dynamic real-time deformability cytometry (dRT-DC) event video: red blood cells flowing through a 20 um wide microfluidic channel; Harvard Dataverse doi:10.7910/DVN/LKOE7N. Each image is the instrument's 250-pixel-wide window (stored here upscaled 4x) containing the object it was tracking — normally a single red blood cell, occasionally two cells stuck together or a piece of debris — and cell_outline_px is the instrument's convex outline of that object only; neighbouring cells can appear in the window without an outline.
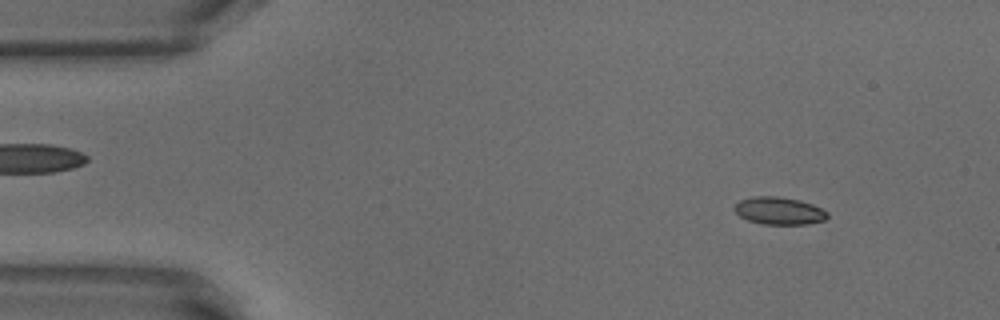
{"species": "common noctule bat (a hibernating species)", "species_latin": "Nyctalus noctula", "temperature_condition": "warm", "stored_images_in_passage": 49, "camera_frame_rate_fps": 3000, "um_per_image_px": 0.085, "animal": {"sex": "male", "body_mass_g": 18.8}, "frame": {"image": 1, "passage_image": 3, "time_ms": 0.667, "image_size_px": [1000, 320], "cell_outline_px": [[828, 216], [824, 220], [808, 224], [764, 224], [748, 220], [740, 216], [736, 212], [736, 204], [740, 200], [752, 196], [776, 196], [800, 200], [812, 204], [828, 212]], "centroid_in_image_um": [66.24, 17.91], "position_along_channel_um": 18.8, "area_um2": 14.74}}
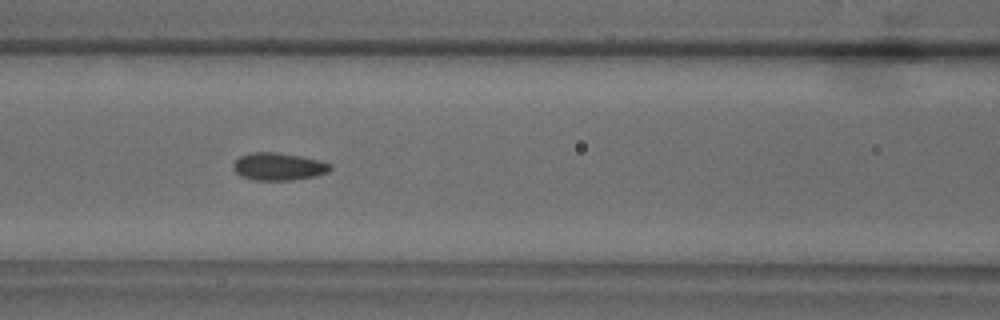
{"frame": {"image": 2, "passage_image": 19, "time_ms": 6.0, "image_size_px": [1000, 320], "cell_outline_px": [[332, 168], [328, 172], [312, 176], [292, 180], [256, 180], [240, 176], [232, 168], [232, 164], [240, 156], [252, 152], [272, 152], [300, 156], [320, 160], [332, 164]], "centroid_in_image_um": [23.66, 14.15], "position_along_channel_um": 142.9, "area_um2": 15.49}}
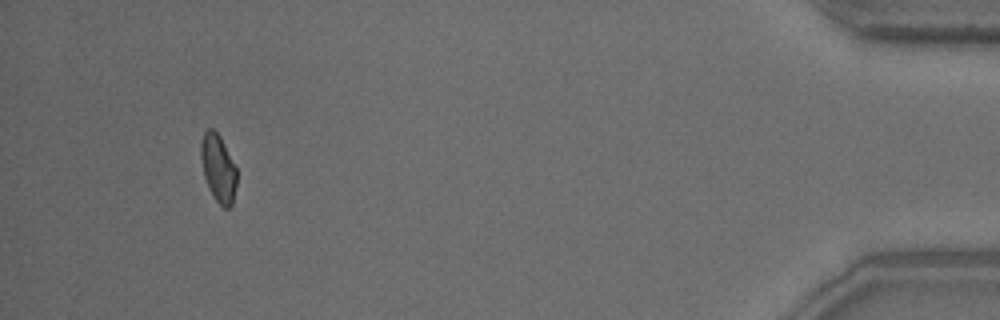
{"frame": {"image": 3, "passage_image": 46, "time_ms": 15.0, "image_size_px": [1000, 320], "cell_outline_px": [[236, 184], [232, 204], [228, 208], [224, 208], [216, 200], [208, 188], [204, 176], [200, 156], [200, 144], [204, 132], [208, 128], [212, 128], [220, 136], [236, 168]], "centroid_in_image_um": [18.53, 14.28], "position_along_channel_um": 416.7, "area_um2": 13.99}, "authors_computed_cell_mechanics": {"area_um2": 14.8546, "velocity_mm_per_s": 3.8473, "shape_relaxation_time_tau1_ms": 8.6906, "shape_relaxation_time_tau2_ms": 1.971, "deformation_change_tau1": 0.1511, "deformation_change_tau2": 0.059}}